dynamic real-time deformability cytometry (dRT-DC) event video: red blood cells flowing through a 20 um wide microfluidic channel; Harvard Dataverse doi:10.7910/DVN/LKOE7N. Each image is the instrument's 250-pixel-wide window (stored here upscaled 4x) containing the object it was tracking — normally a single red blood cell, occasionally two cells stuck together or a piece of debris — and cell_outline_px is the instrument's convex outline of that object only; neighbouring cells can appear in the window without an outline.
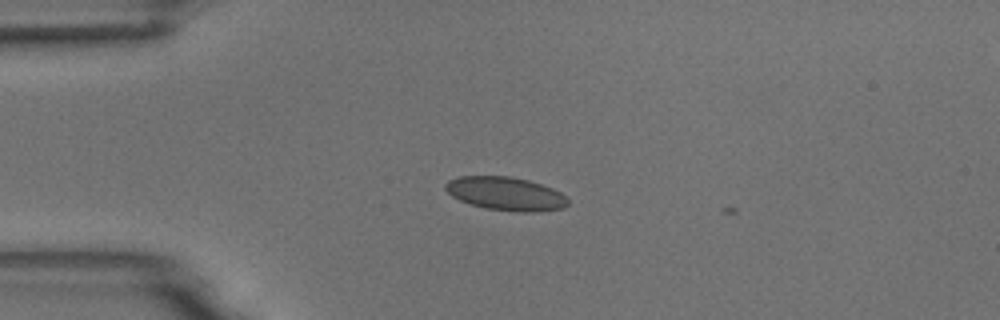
{"species": "common noctule bat (a hibernating species)", "species_latin": "Nyctalus noctula", "temperature_condition": "room temperature", "stored_images_in_passage": 6, "camera_frame_rate_fps": 3000, "um_per_image_px": 0.085, "animal": {"sex": "male", "body_mass_g": 18.8}, "frame": {"image": 1, "passage_image": 3, "time_ms": 0.667, "image_size_px": [1000, 320], "cell_outline_px": [[568, 204], [564, 208], [536, 212], [516, 212], [484, 208], [460, 200], [452, 196], [444, 188], [444, 184], [448, 180], [460, 176], [508, 176], [528, 180], [552, 188], [560, 192], [568, 200]], "centroid_in_image_um": [42.98, 16.47], "position_along_channel_um": 42.0, "area_um2": 23.87}}